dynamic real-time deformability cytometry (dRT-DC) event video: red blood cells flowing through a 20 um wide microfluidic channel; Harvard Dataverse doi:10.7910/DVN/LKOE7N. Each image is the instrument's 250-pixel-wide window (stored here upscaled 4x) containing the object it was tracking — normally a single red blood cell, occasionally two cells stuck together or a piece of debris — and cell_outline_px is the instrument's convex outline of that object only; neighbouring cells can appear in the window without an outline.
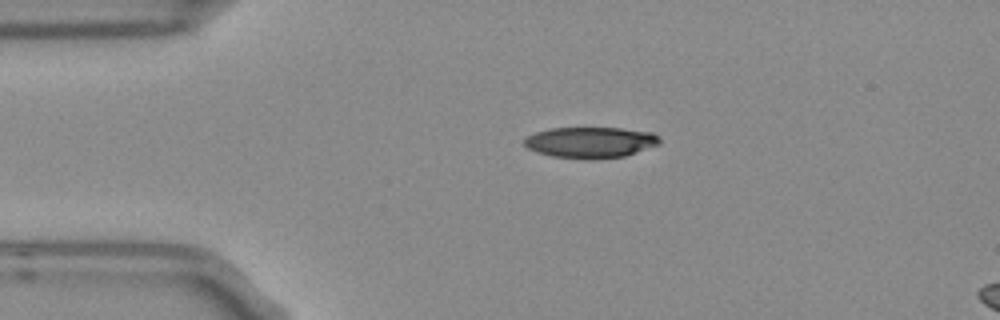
{"species": "Egyptian fruit bat (a non-hibernating species)", "species_latin": "Rousettus aegyptiacus", "temperature_condition": "room temperature", "stored_images_in_passage": 3, "segment_of_instrument_passage": [1, 2], "camera_frame_rate_fps": 3000, "um_per_image_px": 0.085, "frame": {"image": 1, "passage_image": 1, "time_ms": 0.0, "image_size_px": [1000, 320], "cell_outline_px": [[660, 144], [624, 156], [588, 160], [552, 156], [536, 152], [528, 148], [520, 140], [536, 132], [548, 128], [620, 128], [652, 132], [660, 136]], "centroid_in_image_um": [50.17, 12.1], "position_along_channel_um": 34.8, "area_um2": 24.62}}